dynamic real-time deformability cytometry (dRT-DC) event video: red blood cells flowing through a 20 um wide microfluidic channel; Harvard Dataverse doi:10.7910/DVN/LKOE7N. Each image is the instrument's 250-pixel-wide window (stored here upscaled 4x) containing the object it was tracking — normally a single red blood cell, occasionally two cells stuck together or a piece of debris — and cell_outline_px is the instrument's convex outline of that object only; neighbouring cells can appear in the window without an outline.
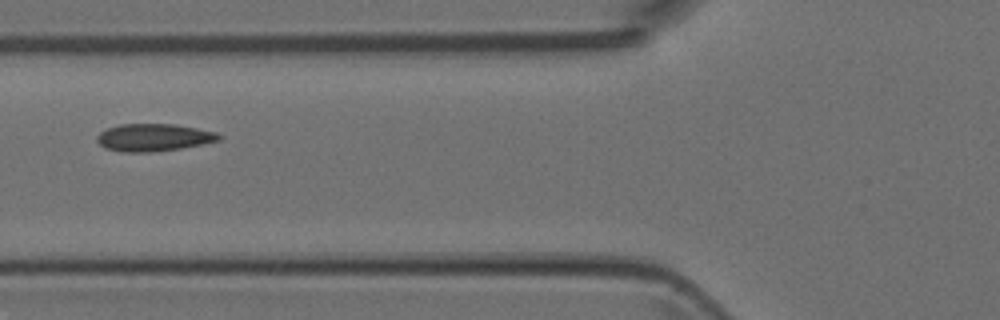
{"species": "Egyptian fruit bat (a non-hibernating species)", "species_latin": "Rousettus aegyptiacus", "temperature_condition": "room temperature", "stored_images_in_passage": 6, "camera_frame_rate_fps": 3000, "um_per_image_px": 0.085, "animal": {"sex": "female"}, "frame": {"image": 1, "passage_image": 4, "time_ms": 4.333, "image_size_px": [1000, 320], "cell_outline_px": [[220, 140], [180, 148], [152, 152], [124, 152], [104, 148], [96, 140], [96, 136], [100, 132], [108, 128], [120, 124], [172, 124], [196, 128], [216, 132], [220, 136]], "centroid_in_image_um": [13.01, 11.68], "position_along_channel_um": 112.8, "area_um2": 19.31}}
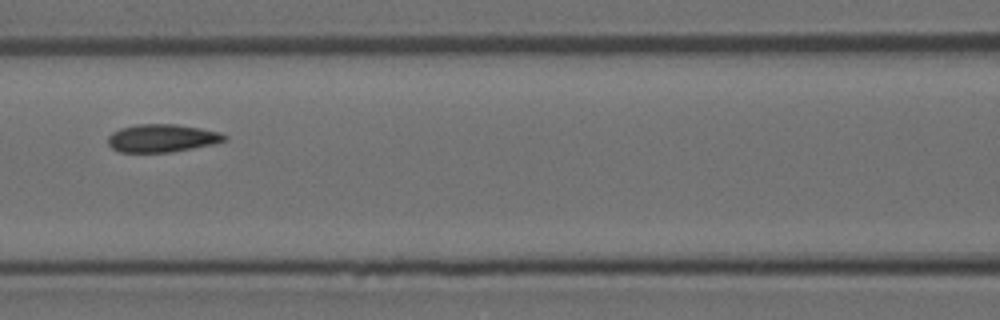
{"frame": {"image": 2, "passage_image": 5, "time_ms": 5.333, "image_size_px": [1000, 320], "cell_outline_px": [[228, 140], [216, 144], [168, 152], [120, 152], [112, 148], [108, 144], [108, 136], [112, 132], [120, 128], [136, 124], [176, 124], [200, 128], [220, 132], [228, 136]], "centroid_in_image_um": [13.8, 11.74], "position_along_channel_um": 152.8, "area_um2": 19.07}}
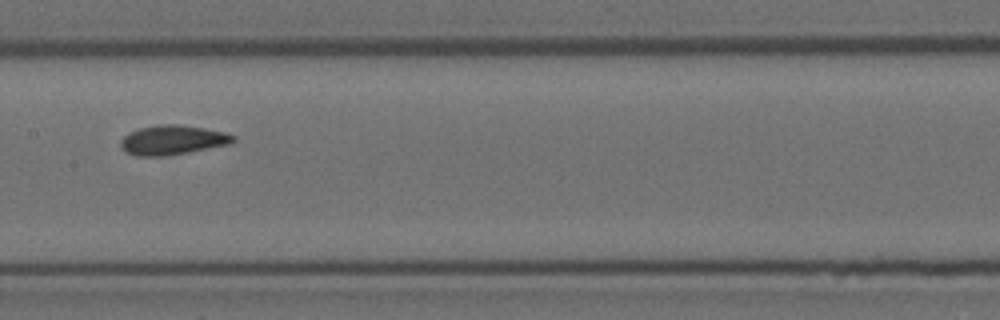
{"frame": {"image": 3, "passage_image": 6, "time_ms": 6.333, "image_size_px": [1000, 320], "cell_outline_px": [[236, 140], [232, 144], [188, 152], [160, 156], [136, 156], [120, 148], [120, 140], [128, 132], [140, 128], [156, 124], [176, 124], [228, 132], [236, 136]], "centroid_in_image_um": [14.69, 11.89], "position_along_channel_um": 192.7, "area_um2": 19.48}}